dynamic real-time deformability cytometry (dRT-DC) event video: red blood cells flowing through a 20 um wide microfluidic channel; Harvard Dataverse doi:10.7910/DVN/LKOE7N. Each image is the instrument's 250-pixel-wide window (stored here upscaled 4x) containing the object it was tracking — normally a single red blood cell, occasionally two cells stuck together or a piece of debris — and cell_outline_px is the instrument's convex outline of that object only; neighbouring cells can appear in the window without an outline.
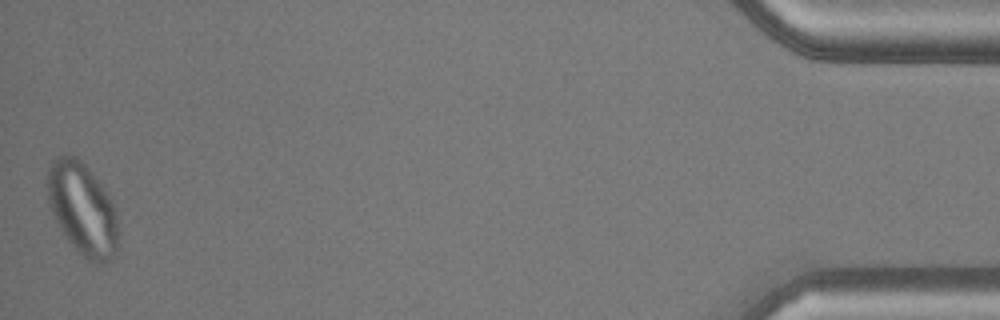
{"species": "common noctule bat (a hibernating species)", "species_latin": "Nyctalus noctula", "temperature_condition": "warm", "stored_images_in_passage": 47, "camera_frame_rate_fps": 3000, "um_per_image_px": 0.085, "animal": {"sex": "male", "body_mass_g": 20.5, "forearm_length_mm": 52.5}, "frame": {"image": 1, "passage_image": 47, "time_ms": 15.333, "image_size_px": [1000, 320], "cell_outline_px": [[116, 252], [108, 264], [96, 264], [88, 260], [76, 252], [56, 224], [48, 208], [44, 184], [48, 168], [56, 156], [68, 152], [76, 156], [84, 164], [100, 184], [116, 208]], "centroid_in_image_um": [6.92, 17.75], "position_along_channel_um": 428.3, "area_um2": 38.96}}